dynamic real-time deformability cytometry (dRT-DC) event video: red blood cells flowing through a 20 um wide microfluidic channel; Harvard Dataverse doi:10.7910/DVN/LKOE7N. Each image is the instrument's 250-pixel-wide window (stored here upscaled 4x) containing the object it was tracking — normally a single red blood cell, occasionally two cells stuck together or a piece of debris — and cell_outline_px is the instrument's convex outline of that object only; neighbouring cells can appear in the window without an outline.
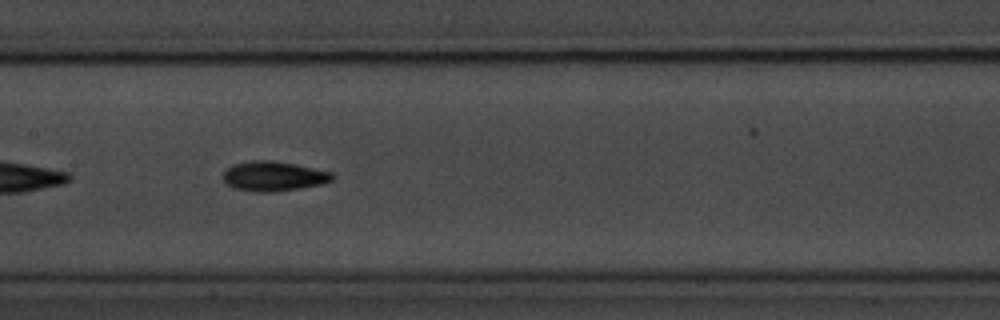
{"species": "common noctule bat (a hibernating species)", "species_latin": "Nyctalus noctula", "temperature_condition": "room temperature", "stored_images_in_passage": 40, "camera_frame_rate_fps": 3000, "um_per_image_px": 0.085, "animal": {"sex": "male", "body_mass_g": 20.1, "forearm_length_mm": 53.5}, "frame": {"image": 1, "passage_image": 12, "time_ms": 3.667, "image_size_px": [1000, 320], "cell_outline_px": [[336, 176], [332, 180], [324, 184], [300, 188], [272, 192], [256, 192], [232, 188], [224, 184], [224, 172], [232, 164], [252, 160], [268, 160], [296, 164], [332, 172]], "centroid_in_image_um": [23.26, 14.98], "position_along_channel_um": 184.1, "area_um2": 19.13}}
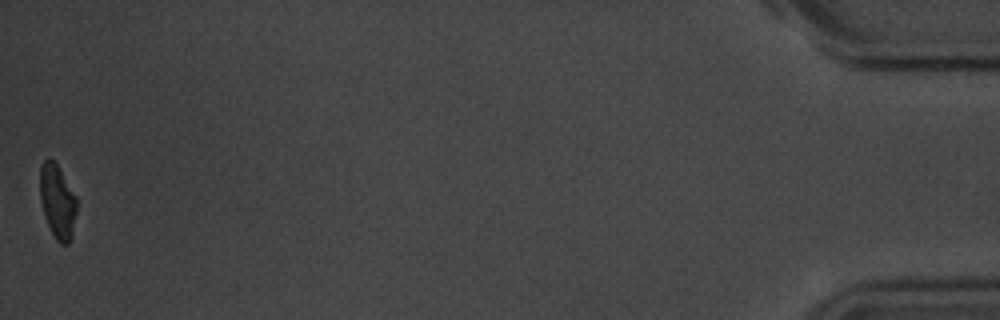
{"frame": {"image": 2, "passage_image": 40, "time_ms": 13.0, "image_size_px": [1000, 320], "cell_outline_px": [[76, 212], [72, 236], [68, 244], [60, 244], [56, 240], [48, 224], [40, 200], [40, 164], [48, 156], [56, 164], [76, 196]], "centroid_in_image_um": [4.88, 17.12], "position_along_channel_um": 430.3, "area_um2": 15.66}, "authors_computed_cell_mechanics": {"area_um2": 17.1955, "velocity_mm_per_s": 3.6761, "shape_relaxation_time_tau1_ms": 2.9389, "shape_relaxation_time_tau2_ms": null, "deformation_change_tau1": 0.1329, "deformation_change_tau2": null}}